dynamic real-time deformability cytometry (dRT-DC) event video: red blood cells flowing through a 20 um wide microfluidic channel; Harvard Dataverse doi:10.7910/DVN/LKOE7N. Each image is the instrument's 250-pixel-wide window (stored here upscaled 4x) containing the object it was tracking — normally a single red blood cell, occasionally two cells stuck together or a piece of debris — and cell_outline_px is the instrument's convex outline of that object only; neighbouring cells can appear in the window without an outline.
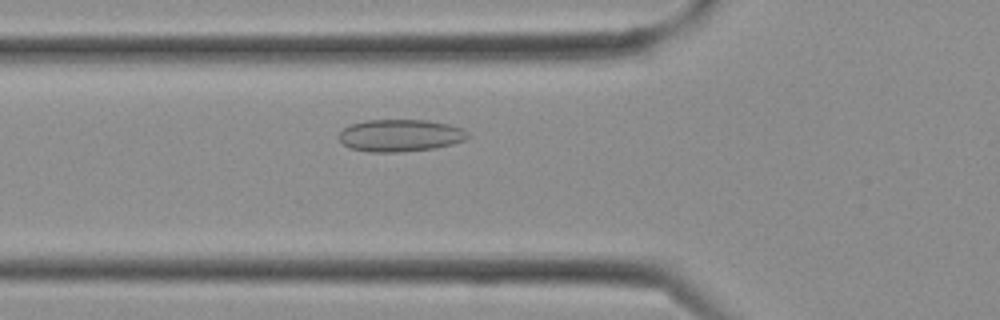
{"species": "Egyptian fruit bat (a non-hibernating species)", "species_latin": "Rousettus aegyptiacus", "temperature_condition": "cold", "stored_images_in_passage": 27, "camera_frame_rate_fps": 3000, "um_per_image_px": 0.085, "frame": {"image": 1, "passage_image": 7, "time_ms": 2.0, "image_size_px": [1000, 320], "cell_outline_px": [[472, 136], [464, 140], [452, 144], [436, 148], [400, 152], [368, 152], [348, 148], [340, 140], [340, 132], [344, 128], [352, 124], [364, 120], [428, 120], [448, 124], [464, 128]], "centroid_in_image_um": [34.06, 11.52], "position_along_channel_um": 91.7, "area_um2": 24.39}}
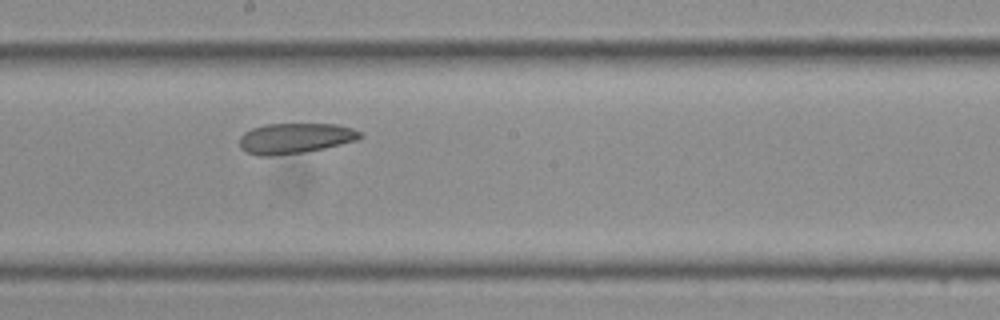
{"frame": {"image": 2, "passage_image": 13, "time_ms": 4.0, "image_size_px": [1000, 320], "cell_outline_px": [[364, 136], [360, 140], [324, 148], [304, 152], [268, 156], [260, 156], [248, 152], [240, 148], [240, 136], [244, 132], [252, 128], [268, 124], [336, 124], [352, 128], [360, 132]], "centroid_in_image_um": [25.12, 11.75], "position_along_channel_um": 223.1, "area_um2": 21.39}}
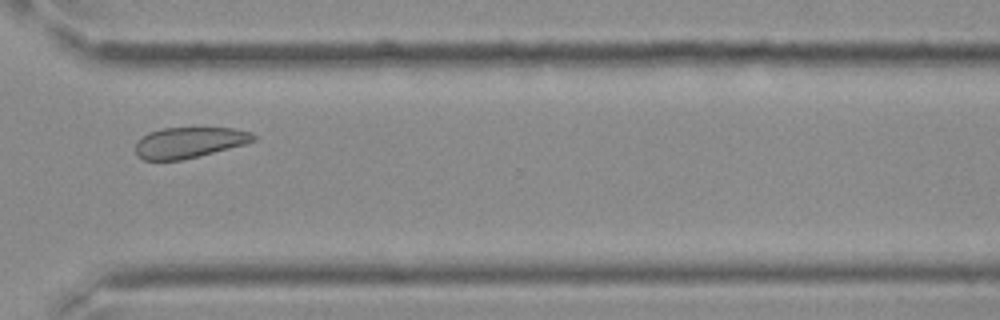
{"frame": {"image": 3, "passage_image": 19, "time_ms": 6.0, "image_size_px": [1000, 320], "cell_outline_px": [[256, 140], [244, 144], [200, 156], [180, 160], [144, 160], [136, 156], [136, 144], [148, 132], [164, 128], [232, 128], [252, 132], [256, 136]], "centroid_in_image_um": [16.09, 12.11], "position_along_channel_um": 354.5, "area_um2": 21.04}}